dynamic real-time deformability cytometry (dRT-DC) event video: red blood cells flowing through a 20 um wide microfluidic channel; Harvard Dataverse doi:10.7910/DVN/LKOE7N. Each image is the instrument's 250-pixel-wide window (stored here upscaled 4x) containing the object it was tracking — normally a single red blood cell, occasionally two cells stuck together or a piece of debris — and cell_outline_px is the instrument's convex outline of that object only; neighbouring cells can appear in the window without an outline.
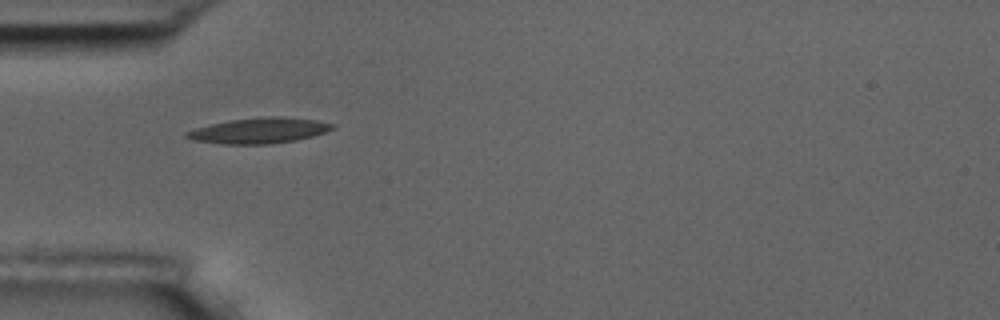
{"species": "common noctule bat (a hibernating species)", "species_latin": "Nyctalus noctula", "temperature_condition": "room temperature", "stored_images_in_passage": 1, "camera_frame_rate_fps": 3000, "um_per_image_px": 0.085, "animal": {"sex": "male", "body_mass_g": 17.5, "forearm_length_mm": 52.3}, "frame": {"image": 1, "passage_image": 1, "time_ms": 0.0, "image_size_px": [1000, 320], "cell_outline_px": [[336, 128], [312, 136], [296, 140], [268, 144], [224, 144], [196, 140], [184, 136], [184, 132], [208, 124], [228, 120], [264, 116], [280, 116], [316, 120], [336, 124]], "centroid_in_image_um": [22.04, 11.08], "position_along_channel_um": 63.0, "area_um2": 21.79}}